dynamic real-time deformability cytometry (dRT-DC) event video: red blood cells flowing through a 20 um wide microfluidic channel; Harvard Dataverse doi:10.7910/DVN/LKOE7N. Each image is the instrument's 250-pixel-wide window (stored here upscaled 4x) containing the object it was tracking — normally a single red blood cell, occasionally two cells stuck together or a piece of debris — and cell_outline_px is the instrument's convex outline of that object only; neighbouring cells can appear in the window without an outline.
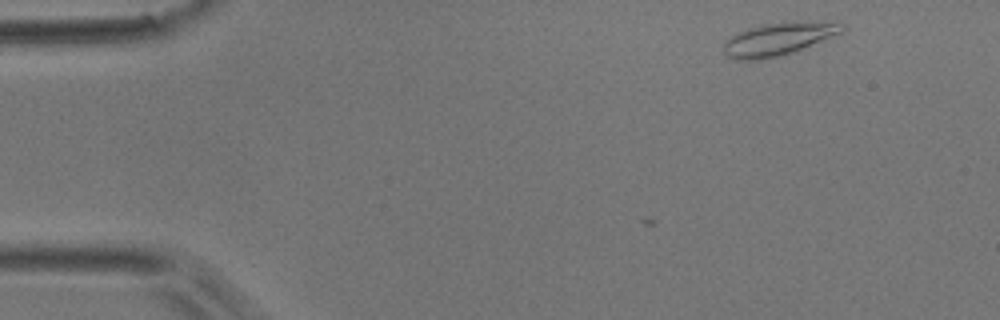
{"species": "common noctule bat (a hibernating species)", "species_latin": "Nyctalus noctula", "temperature_condition": "room temperature", "stored_images_in_passage": 3, "camera_frame_rate_fps": 3000, "um_per_image_px": 0.085, "animal": {"sex": "male", "body_mass_g": 17.9}, "frame": {"image": 1, "passage_image": 1, "time_ms": 0.0, "image_size_px": [1000, 320], "cell_outline_px": [[844, 28], [840, 32], [796, 52], [784, 56], [760, 60], [740, 60], [728, 56], [724, 52], [724, 44], [736, 32], [748, 28], [764, 24], [844, 24]], "centroid_in_image_um": [66.03, 3.4], "position_along_channel_um": 19.0, "area_um2": 21.44}}